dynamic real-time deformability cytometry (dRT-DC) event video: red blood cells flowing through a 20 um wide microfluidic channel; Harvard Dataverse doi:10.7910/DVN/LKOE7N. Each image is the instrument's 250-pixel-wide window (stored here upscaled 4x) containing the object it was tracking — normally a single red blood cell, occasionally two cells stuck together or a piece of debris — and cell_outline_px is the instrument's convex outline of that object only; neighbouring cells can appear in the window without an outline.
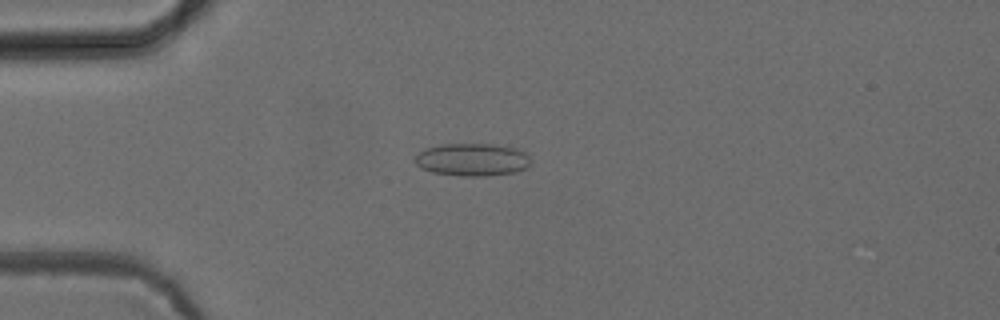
{"species": "common noctule bat (a hibernating species)", "species_latin": "Nyctalus noctula", "temperature_condition": "cold", "stored_images_in_passage": 44, "camera_frame_rate_fps": 3000, "um_per_image_px": 0.085, "animal": {"sex": "female", "body_mass_g": 24.6, "forearm_length_mm": 56.2}, "frame": {"image": 1, "passage_image": 6, "time_ms": 1.667, "image_size_px": [1000, 320], "cell_outline_px": [[532, 160], [528, 168], [516, 172], [488, 176], [460, 176], [432, 172], [416, 164], [416, 156], [424, 148], [440, 144], [492, 144], [520, 148]], "centroid_in_image_um": [40.2, 13.57], "position_along_channel_um": 44.8, "area_um2": 22.25}}
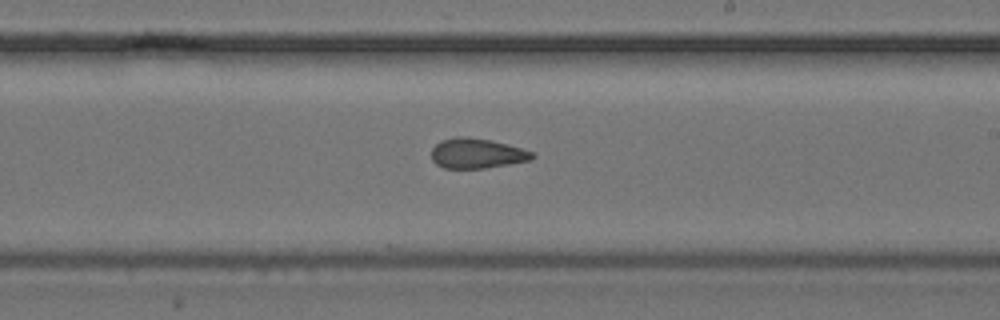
{"frame": {"image": 2, "passage_image": 23, "time_ms": 7.333, "image_size_px": [1000, 320], "cell_outline_px": [[536, 156], [532, 160], [484, 168], [444, 168], [436, 164], [432, 160], [432, 148], [440, 140], [456, 136], [468, 136], [492, 140], [508, 144], [532, 152]], "centroid_in_image_um": [40.52, 13.02], "position_along_channel_um": 248.5, "area_um2": 17.74}}
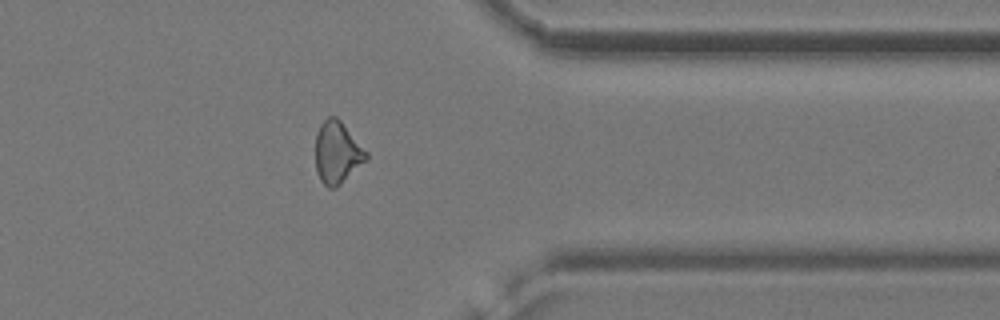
{"frame": {"image": 3, "passage_image": 34, "time_ms": 11.0, "image_size_px": [1000, 320], "cell_outline_px": [[368, 156], [336, 188], [328, 188], [320, 180], [316, 172], [316, 132], [320, 124], [328, 116], [336, 116], [340, 120], [368, 152]], "centroid_in_image_um": [28.63, 12.94], "position_along_channel_um": 382.8, "area_um2": 18.09}, "authors_computed_cell_mechanics": {"area_um2": 18.0047, "velocity_mm_per_s": 3.9565, "shape_relaxation_time_tau1_ms": null, "shape_relaxation_time_tau2_ms": 2.5956, "deformation_change_tau1": null, "deformation_change_tau2": 0.09}}